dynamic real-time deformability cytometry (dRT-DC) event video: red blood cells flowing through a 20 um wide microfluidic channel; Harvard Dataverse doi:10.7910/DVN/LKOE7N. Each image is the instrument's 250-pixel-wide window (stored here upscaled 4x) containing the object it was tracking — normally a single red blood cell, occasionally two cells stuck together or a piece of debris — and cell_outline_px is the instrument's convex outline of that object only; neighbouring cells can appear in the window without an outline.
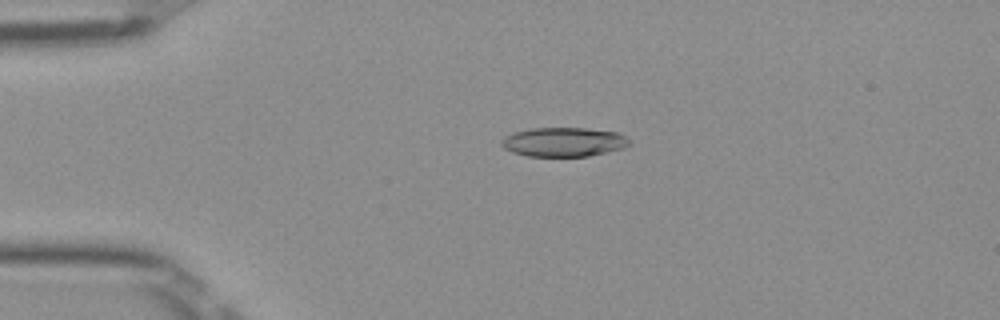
{"species": "Egyptian fruit bat (a non-hibernating species)", "species_latin": "Rousettus aegyptiacus", "temperature_condition": "room temperature", "stored_images_in_passage": 51, "camera_frame_rate_fps": 3000, "um_per_image_px": 0.085, "frame": {"image": 1, "passage_image": 12, "time_ms": 3.667, "image_size_px": [1000, 320], "cell_outline_px": [[628, 144], [624, 148], [608, 152], [588, 156], [528, 156], [512, 152], [504, 148], [500, 144], [500, 140], [504, 136], [512, 132], [532, 128], [584, 128], [616, 132], [624, 136], [628, 140]], "centroid_in_image_um": [47.85, 12.07], "position_along_channel_um": 37.2, "area_um2": 21.73}}
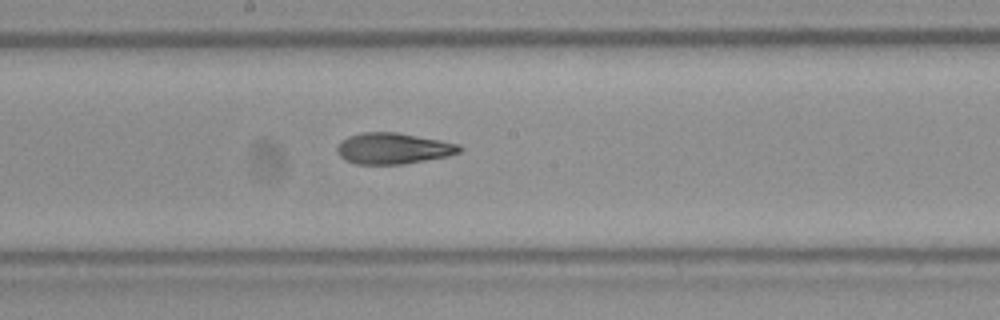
{"frame": {"image": 2, "passage_image": 28, "time_ms": 9.0, "image_size_px": [1000, 320], "cell_outline_px": [[464, 148], [460, 152], [448, 156], [400, 164], [356, 164], [344, 160], [336, 152], [336, 148], [348, 136], [364, 132], [396, 132], [440, 140], [460, 144]], "centroid_in_image_um": [33.43, 12.62], "position_along_channel_um": 214.8, "area_um2": 22.08}}
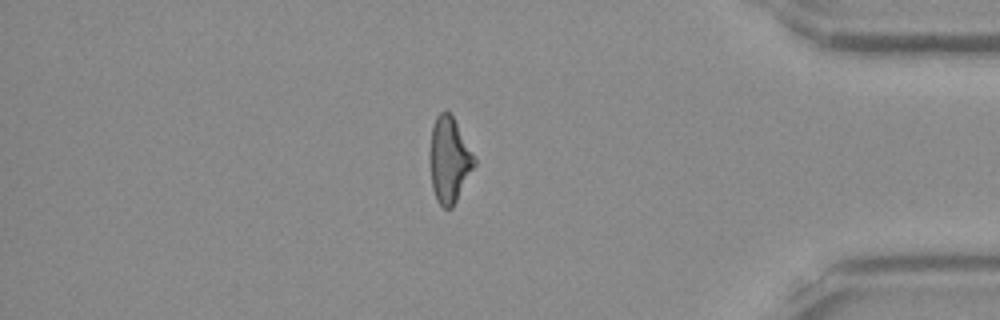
{"frame": {"image": 3, "passage_image": 44, "time_ms": 14.333, "image_size_px": [1000, 320], "cell_outline_px": [[476, 164], [452, 208], [444, 208], [436, 200], [432, 188], [428, 160], [428, 152], [432, 124], [436, 116], [440, 112], [448, 112], [452, 116], [476, 160]], "centroid_in_image_um": [38.13, 13.6], "position_along_channel_um": 397.1, "area_um2": 22.25}, "authors_computed_cell_mechanics": {"area_um2": 22.542, "velocity_mm_per_s": 4.004, "shape_relaxation_time_tau1_ms": 11.0153, "shape_relaxation_time_tau2_ms": 3.2752, "deformation_change_tau1": 0.2982, "deformation_change_tau2": 0.1163}}